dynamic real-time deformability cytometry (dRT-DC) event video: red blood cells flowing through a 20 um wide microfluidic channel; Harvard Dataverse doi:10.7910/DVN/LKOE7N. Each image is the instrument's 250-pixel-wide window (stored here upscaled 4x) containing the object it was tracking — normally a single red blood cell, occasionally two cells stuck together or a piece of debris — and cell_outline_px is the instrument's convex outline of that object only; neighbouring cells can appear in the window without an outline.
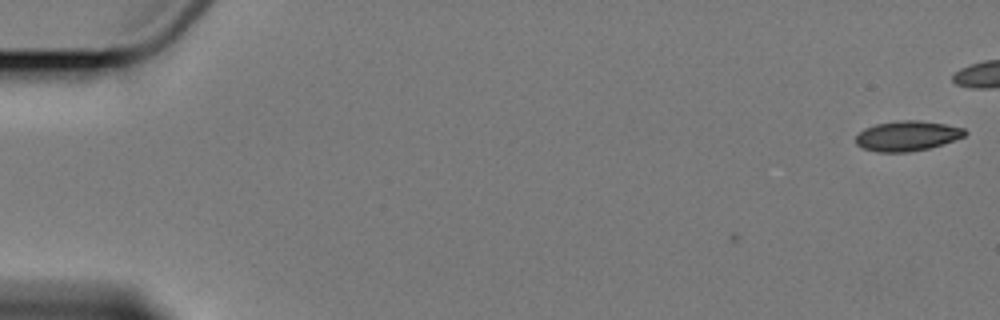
{"species": "Egyptian fruit bat (a non-hibernating species)", "species_latin": "Rousettus aegyptiacus", "temperature_condition": "cold", "stored_images_in_passage": 4, "camera_frame_rate_fps": 3000, "um_per_image_px": 0.085, "animal": {"sex": "female"}, "frame": {"image": 1, "passage_image": 1, "time_ms": 0.0, "image_size_px": [1000, 320], "cell_outline_px": [[968, 132], [964, 136], [928, 148], [908, 152], [880, 152], [864, 148], [856, 144], [856, 136], [864, 128], [876, 124], [900, 120], [916, 120], [944, 124], [964, 128]], "centroid_in_image_um": [77.09, 11.54], "position_along_channel_um": 7.9, "area_um2": 18.79}}